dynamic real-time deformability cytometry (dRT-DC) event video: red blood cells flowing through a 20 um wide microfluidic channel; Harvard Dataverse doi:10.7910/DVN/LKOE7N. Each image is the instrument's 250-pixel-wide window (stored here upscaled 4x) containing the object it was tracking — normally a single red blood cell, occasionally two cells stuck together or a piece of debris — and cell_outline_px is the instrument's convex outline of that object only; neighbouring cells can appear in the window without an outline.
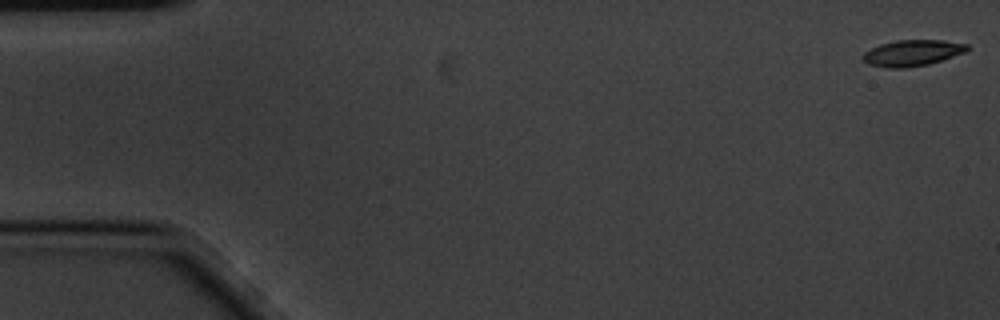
{"species": "common noctule bat (a hibernating species)", "species_latin": "Nyctalus noctula", "temperature_condition": "cold", "stored_images_in_passage": 6, "camera_frame_rate_fps": 3000, "um_per_image_px": 0.085, "animal": {"sex": "male", "body_mass_g": 20.1, "forearm_length_mm": 53.5}, "frame": {"image": 1, "passage_image": 1, "time_ms": 0.0, "image_size_px": [1000, 320], "cell_outline_px": [[968, 52], [928, 64], [908, 68], [888, 68], [868, 64], [860, 56], [864, 52], [880, 44], [896, 40], [944, 40], [968, 44]], "centroid_in_image_um": [77.56, 4.5], "position_along_channel_um": 7.4, "area_um2": 16.01}}
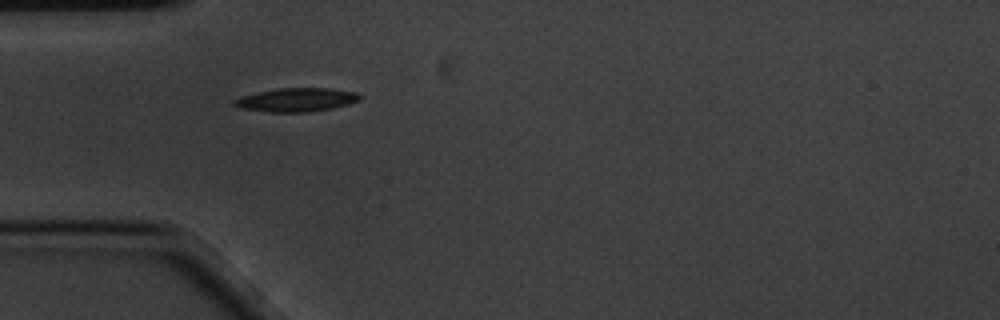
{"frame": {"image": 2, "passage_image": 5, "time_ms": 1.333, "image_size_px": [1000, 320], "cell_outline_px": [[360, 100], [348, 104], [332, 108], [308, 112], [268, 112], [240, 108], [232, 104], [232, 100], [240, 96], [276, 88], [332, 88], [356, 92], [360, 96]], "centroid_in_image_um": [25.16, 8.48], "position_along_channel_um": 59.8, "area_um2": 17.4}}
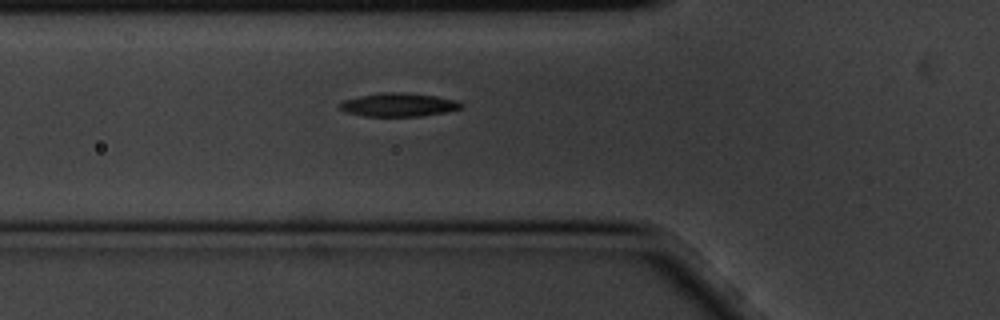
{"frame": {"image": 3, "passage_image": 6, "time_ms": 1.667, "image_size_px": [1000, 320], "cell_outline_px": [[464, 104], [460, 108], [448, 112], [420, 116], [364, 116], [348, 112], [340, 108], [336, 104], [344, 100], [360, 96], [380, 92], [404, 92], [436, 96], [456, 100]], "centroid_in_image_um": [33.88, 8.9], "position_along_channel_um": 91.9, "area_um2": 16.65}}